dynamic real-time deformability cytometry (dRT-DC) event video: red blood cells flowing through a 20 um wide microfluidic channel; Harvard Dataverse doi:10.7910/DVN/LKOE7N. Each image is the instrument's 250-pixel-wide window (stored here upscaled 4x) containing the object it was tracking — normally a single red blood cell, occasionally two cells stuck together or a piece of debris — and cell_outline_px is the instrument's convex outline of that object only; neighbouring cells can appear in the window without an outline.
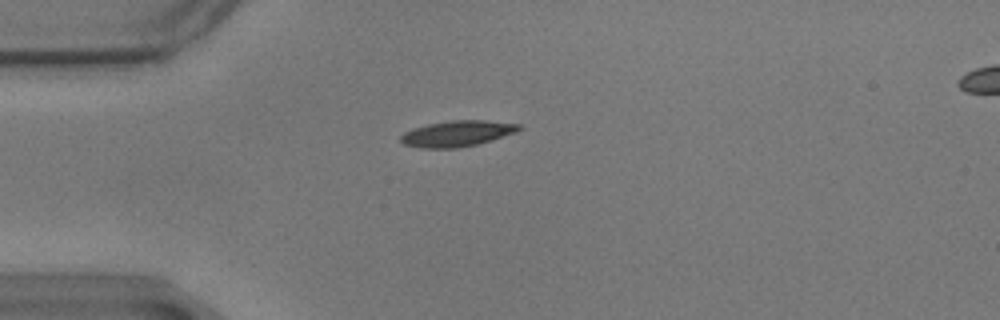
{"species": "common noctule bat (a hibernating species)", "species_latin": "Nyctalus noctula", "temperature_condition": "warm", "stored_images_in_passage": 32, "camera_frame_rate_fps": 3000, "um_per_image_px": 0.085, "animal": {"sex": "male", "body_mass_g": 17.9}, "frame": {"image": 1, "passage_image": 2, "time_ms": 0.333, "image_size_px": [1000, 320], "cell_outline_px": [[524, 128], [516, 132], [476, 144], [456, 148], [420, 148], [404, 144], [400, 140], [400, 136], [404, 132], [412, 128], [428, 124], [452, 120], [484, 120], [520, 124]], "centroid_in_image_um": [38.84, 11.34], "position_along_channel_um": 46.2, "area_um2": 17.74}}
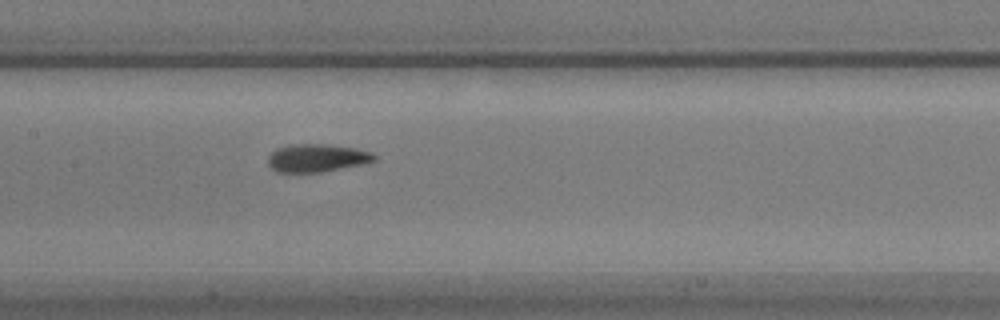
{"frame": {"image": 2, "passage_image": 15, "time_ms": 4.667, "image_size_px": [1000, 320], "cell_outline_px": [[376, 160], [364, 164], [320, 172], [276, 172], [268, 164], [268, 156], [276, 148], [288, 144], [324, 144], [356, 148], [372, 152], [376, 156]], "centroid_in_image_um": [26.93, 13.42], "position_along_channel_um": 180.5, "area_um2": 17.4}}
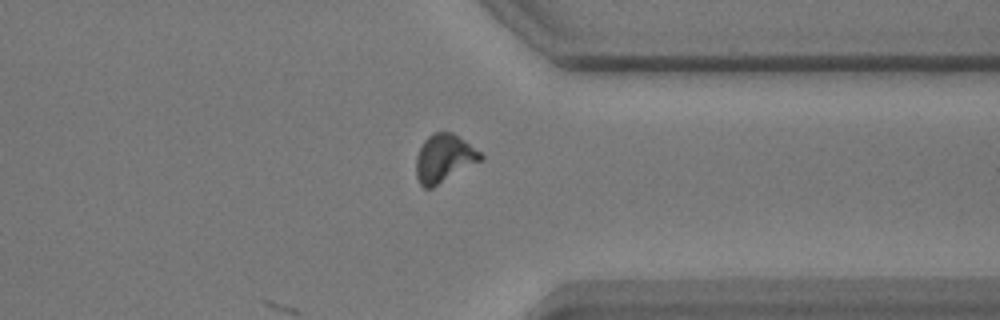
{"frame": {"image": 3, "passage_image": 32, "time_ms": 10.333, "image_size_px": [1000, 320], "cell_outline_px": [[484, 156], [480, 160], [432, 188], [424, 188], [420, 184], [416, 176], [416, 156], [424, 140], [428, 136], [436, 132], [452, 132], [464, 140], [480, 152]], "centroid_in_image_um": [37.71, 13.45], "position_along_channel_um": 373.7, "area_um2": 17.69}, "authors_computed_cell_mechanics": {"area_um2": 17.3978, "velocity_mm_per_s": 3.4626, "shape_relaxation_time_tau1_ms": 4.179, "shape_relaxation_time_tau2_ms": 8.6571, "deformation_change_tau1": 0.1883, "deformation_change_tau2": 0.1831}}